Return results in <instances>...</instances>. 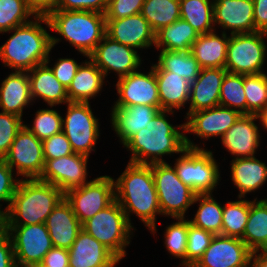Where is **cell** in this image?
Segmentation results:
<instances>
[{"label": "cell", "instance_id": "obj_4", "mask_svg": "<svg viewBox=\"0 0 267 267\" xmlns=\"http://www.w3.org/2000/svg\"><path fill=\"white\" fill-rule=\"evenodd\" d=\"M65 197L55 185L39 179L19 181L3 225H32L45 223L53 208Z\"/></svg>", "mask_w": 267, "mask_h": 267}, {"label": "cell", "instance_id": "obj_38", "mask_svg": "<svg viewBox=\"0 0 267 267\" xmlns=\"http://www.w3.org/2000/svg\"><path fill=\"white\" fill-rule=\"evenodd\" d=\"M38 14L28 0H0V33L11 32L13 28L29 23L28 17Z\"/></svg>", "mask_w": 267, "mask_h": 267}, {"label": "cell", "instance_id": "obj_49", "mask_svg": "<svg viewBox=\"0 0 267 267\" xmlns=\"http://www.w3.org/2000/svg\"><path fill=\"white\" fill-rule=\"evenodd\" d=\"M107 0H58L48 10L95 11L104 14Z\"/></svg>", "mask_w": 267, "mask_h": 267}, {"label": "cell", "instance_id": "obj_23", "mask_svg": "<svg viewBox=\"0 0 267 267\" xmlns=\"http://www.w3.org/2000/svg\"><path fill=\"white\" fill-rule=\"evenodd\" d=\"M53 247L69 250L74 243L82 224L74 214L65 197L53 208L45 221Z\"/></svg>", "mask_w": 267, "mask_h": 267}, {"label": "cell", "instance_id": "obj_6", "mask_svg": "<svg viewBox=\"0 0 267 267\" xmlns=\"http://www.w3.org/2000/svg\"><path fill=\"white\" fill-rule=\"evenodd\" d=\"M178 178L196 194H211L220 181L212 151L199 148L186 136V148L174 164Z\"/></svg>", "mask_w": 267, "mask_h": 267}, {"label": "cell", "instance_id": "obj_24", "mask_svg": "<svg viewBox=\"0 0 267 267\" xmlns=\"http://www.w3.org/2000/svg\"><path fill=\"white\" fill-rule=\"evenodd\" d=\"M256 115H242L230 129L221 137L228 152L236 158L254 157L259 146V131L255 124Z\"/></svg>", "mask_w": 267, "mask_h": 267}, {"label": "cell", "instance_id": "obj_46", "mask_svg": "<svg viewBox=\"0 0 267 267\" xmlns=\"http://www.w3.org/2000/svg\"><path fill=\"white\" fill-rule=\"evenodd\" d=\"M145 0H107L105 19H121L141 12Z\"/></svg>", "mask_w": 267, "mask_h": 267}, {"label": "cell", "instance_id": "obj_37", "mask_svg": "<svg viewBox=\"0 0 267 267\" xmlns=\"http://www.w3.org/2000/svg\"><path fill=\"white\" fill-rule=\"evenodd\" d=\"M157 64L164 71L176 73L190 83L198 77L201 70L191 51L161 50Z\"/></svg>", "mask_w": 267, "mask_h": 267}, {"label": "cell", "instance_id": "obj_39", "mask_svg": "<svg viewBox=\"0 0 267 267\" xmlns=\"http://www.w3.org/2000/svg\"><path fill=\"white\" fill-rule=\"evenodd\" d=\"M249 216V200L227 202L223 206L222 235L242 238Z\"/></svg>", "mask_w": 267, "mask_h": 267}, {"label": "cell", "instance_id": "obj_8", "mask_svg": "<svg viewBox=\"0 0 267 267\" xmlns=\"http://www.w3.org/2000/svg\"><path fill=\"white\" fill-rule=\"evenodd\" d=\"M152 175L161 214L174 219L184 218L194 204L196 193L178 178L176 169L167 162L152 164Z\"/></svg>", "mask_w": 267, "mask_h": 267}, {"label": "cell", "instance_id": "obj_32", "mask_svg": "<svg viewBox=\"0 0 267 267\" xmlns=\"http://www.w3.org/2000/svg\"><path fill=\"white\" fill-rule=\"evenodd\" d=\"M249 201V216L241 240L252 251H267V199Z\"/></svg>", "mask_w": 267, "mask_h": 267}, {"label": "cell", "instance_id": "obj_28", "mask_svg": "<svg viewBox=\"0 0 267 267\" xmlns=\"http://www.w3.org/2000/svg\"><path fill=\"white\" fill-rule=\"evenodd\" d=\"M31 89L28 72H12L0 87V107L2 112L22 117L23 108L31 103Z\"/></svg>", "mask_w": 267, "mask_h": 267}, {"label": "cell", "instance_id": "obj_1", "mask_svg": "<svg viewBox=\"0 0 267 267\" xmlns=\"http://www.w3.org/2000/svg\"><path fill=\"white\" fill-rule=\"evenodd\" d=\"M115 200L120 204L131 225L135 213L152 233L156 231V215L161 214L152 175V164L128 162L124 172L114 181Z\"/></svg>", "mask_w": 267, "mask_h": 267}, {"label": "cell", "instance_id": "obj_54", "mask_svg": "<svg viewBox=\"0 0 267 267\" xmlns=\"http://www.w3.org/2000/svg\"><path fill=\"white\" fill-rule=\"evenodd\" d=\"M254 251L251 253L249 266L250 267H267V251ZM253 260V261H252ZM251 261L253 263H251Z\"/></svg>", "mask_w": 267, "mask_h": 267}, {"label": "cell", "instance_id": "obj_29", "mask_svg": "<svg viewBox=\"0 0 267 267\" xmlns=\"http://www.w3.org/2000/svg\"><path fill=\"white\" fill-rule=\"evenodd\" d=\"M213 32L199 35L191 52L201 68H225L229 37L223 31L219 37Z\"/></svg>", "mask_w": 267, "mask_h": 267}, {"label": "cell", "instance_id": "obj_10", "mask_svg": "<svg viewBox=\"0 0 267 267\" xmlns=\"http://www.w3.org/2000/svg\"><path fill=\"white\" fill-rule=\"evenodd\" d=\"M8 232L17 267H34L41 264L53 247L45 223L32 225H3Z\"/></svg>", "mask_w": 267, "mask_h": 267}, {"label": "cell", "instance_id": "obj_57", "mask_svg": "<svg viewBox=\"0 0 267 267\" xmlns=\"http://www.w3.org/2000/svg\"><path fill=\"white\" fill-rule=\"evenodd\" d=\"M3 229V216L0 214V231Z\"/></svg>", "mask_w": 267, "mask_h": 267}, {"label": "cell", "instance_id": "obj_52", "mask_svg": "<svg viewBox=\"0 0 267 267\" xmlns=\"http://www.w3.org/2000/svg\"><path fill=\"white\" fill-rule=\"evenodd\" d=\"M0 267H17L13 244L4 228L0 231Z\"/></svg>", "mask_w": 267, "mask_h": 267}, {"label": "cell", "instance_id": "obj_5", "mask_svg": "<svg viewBox=\"0 0 267 267\" xmlns=\"http://www.w3.org/2000/svg\"><path fill=\"white\" fill-rule=\"evenodd\" d=\"M49 29L69 41L83 56H88L106 35L105 15L95 11L46 10Z\"/></svg>", "mask_w": 267, "mask_h": 267}, {"label": "cell", "instance_id": "obj_47", "mask_svg": "<svg viewBox=\"0 0 267 267\" xmlns=\"http://www.w3.org/2000/svg\"><path fill=\"white\" fill-rule=\"evenodd\" d=\"M44 159H56L74 153L67 136L61 131L42 141Z\"/></svg>", "mask_w": 267, "mask_h": 267}, {"label": "cell", "instance_id": "obj_2", "mask_svg": "<svg viewBox=\"0 0 267 267\" xmlns=\"http://www.w3.org/2000/svg\"><path fill=\"white\" fill-rule=\"evenodd\" d=\"M35 21L13 28L14 34L0 47V59L15 71L32 70L45 63L49 52L60 41L41 26L48 20L43 13L34 16Z\"/></svg>", "mask_w": 267, "mask_h": 267}, {"label": "cell", "instance_id": "obj_50", "mask_svg": "<svg viewBox=\"0 0 267 267\" xmlns=\"http://www.w3.org/2000/svg\"><path fill=\"white\" fill-rule=\"evenodd\" d=\"M80 66L72 58H60L51 69L60 83L68 89Z\"/></svg>", "mask_w": 267, "mask_h": 267}, {"label": "cell", "instance_id": "obj_45", "mask_svg": "<svg viewBox=\"0 0 267 267\" xmlns=\"http://www.w3.org/2000/svg\"><path fill=\"white\" fill-rule=\"evenodd\" d=\"M24 125L21 117L5 112L0 113V159L7 155L16 135Z\"/></svg>", "mask_w": 267, "mask_h": 267}, {"label": "cell", "instance_id": "obj_48", "mask_svg": "<svg viewBox=\"0 0 267 267\" xmlns=\"http://www.w3.org/2000/svg\"><path fill=\"white\" fill-rule=\"evenodd\" d=\"M13 171L14 170L3 159H0V201L8 202L5 211H2L0 207V214L2 216L7 212L20 181V179L17 180L13 178Z\"/></svg>", "mask_w": 267, "mask_h": 267}, {"label": "cell", "instance_id": "obj_53", "mask_svg": "<svg viewBox=\"0 0 267 267\" xmlns=\"http://www.w3.org/2000/svg\"><path fill=\"white\" fill-rule=\"evenodd\" d=\"M255 29L267 33V0H253Z\"/></svg>", "mask_w": 267, "mask_h": 267}, {"label": "cell", "instance_id": "obj_35", "mask_svg": "<svg viewBox=\"0 0 267 267\" xmlns=\"http://www.w3.org/2000/svg\"><path fill=\"white\" fill-rule=\"evenodd\" d=\"M180 11L179 0H145L140 14L156 33L180 19Z\"/></svg>", "mask_w": 267, "mask_h": 267}, {"label": "cell", "instance_id": "obj_40", "mask_svg": "<svg viewBox=\"0 0 267 267\" xmlns=\"http://www.w3.org/2000/svg\"><path fill=\"white\" fill-rule=\"evenodd\" d=\"M219 105L247 115V102L244 93V75L227 72L220 91Z\"/></svg>", "mask_w": 267, "mask_h": 267}, {"label": "cell", "instance_id": "obj_56", "mask_svg": "<svg viewBox=\"0 0 267 267\" xmlns=\"http://www.w3.org/2000/svg\"><path fill=\"white\" fill-rule=\"evenodd\" d=\"M257 118L260 119V123L263 125L265 129H267V104L265 107L256 114Z\"/></svg>", "mask_w": 267, "mask_h": 267}, {"label": "cell", "instance_id": "obj_25", "mask_svg": "<svg viewBox=\"0 0 267 267\" xmlns=\"http://www.w3.org/2000/svg\"><path fill=\"white\" fill-rule=\"evenodd\" d=\"M49 62L48 57L45 63L28 71L32 100L40 97L50 107L60 103L67 104L70 102L67 88L55 77L52 69L48 66Z\"/></svg>", "mask_w": 267, "mask_h": 267}, {"label": "cell", "instance_id": "obj_30", "mask_svg": "<svg viewBox=\"0 0 267 267\" xmlns=\"http://www.w3.org/2000/svg\"><path fill=\"white\" fill-rule=\"evenodd\" d=\"M234 185L239 189L238 198L259 189L267 180V166L254 157L234 158L231 162Z\"/></svg>", "mask_w": 267, "mask_h": 267}, {"label": "cell", "instance_id": "obj_7", "mask_svg": "<svg viewBox=\"0 0 267 267\" xmlns=\"http://www.w3.org/2000/svg\"><path fill=\"white\" fill-rule=\"evenodd\" d=\"M82 229L106 246L119 260L126 256L125 247L130 243L133 226L116 200L85 221Z\"/></svg>", "mask_w": 267, "mask_h": 267}, {"label": "cell", "instance_id": "obj_13", "mask_svg": "<svg viewBox=\"0 0 267 267\" xmlns=\"http://www.w3.org/2000/svg\"><path fill=\"white\" fill-rule=\"evenodd\" d=\"M3 160L12 169L16 167L17 175L39 179L45 166L42 141L23 126Z\"/></svg>", "mask_w": 267, "mask_h": 267}, {"label": "cell", "instance_id": "obj_33", "mask_svg": "<svg viewBox=\"0 0 267 267\" xmlns=\"http://www.w3.org/2000/svg\"><path fill=\"white\" fill-rule=\"evenodd\" d=\"M199 33L185 20L162 27L155 33V48L169 51H190Z\"/></svg>", "mask_w": 267, "mask_h": 267}, {"label": "cell", "instance_id": "obj_14", "mask_svg": "<svg viewBox=\"0 0 267 267\" xmlns=\"http://www.w3.org/2000/svg\"><path fill=\"white\" fill-rule=\"evenodd\" d=\"M137 52L136 49L120 44L105 35L88 58L103 72L105 77L108 71L113 70L120 79L138 70L141 58Z\"/></svg>", "mask_w": 267, "mask_h": 267}, {"label": "cell", "instance_id": "obj_43", "mask_svg": "<svg viewBox=\"0 0 267 267\" xmlns=\"http://www.w3.org/2000/svg\"><path fill=\"white\" fill-rule=\"evenodd\" d=\"M215 234L193 226L188 221L186 267H193L211 244Z\"/></svg>", "mask_w": 267, "mask_h": 267}, {"label": "cell", "instance_id": "obj_41", "mask_svg": "<svg viewBox=\"0 0 267 267\" xmlns=\"http://www.w3.org/2000/svg\"><path fill=\"white\" fill-rule=\"evenodd\" d=\"M244 93L247 115H256L267 104V75L265 73L244 75Z\"/></svg>", "mask_w": 267, "mask_h": 267}, {"label": "cell", "instance_id": "obj_42", "mask_svg": "<svg viewBox=\"0 0 267 267\" xmlns=\"http://www.w3.org/2000/svg\"><path fill=\"white\" fill-rule=\"evenodd\" d=\"M177 220L178 222L166 228L165 245L171 255L183 260L181 266L186 267L188 220L184 218Z\"/></svg>", "mask_w": 267, "mask_h": 267}, {"label": "cell", "instance_id": "obj_11", "mask_svg": "<svg viewBox=\"0 0 267 267\" xmlns=\"http://www.w3.org/2000/svg\"><path fill=\"white\" fill-rule=\"evenodd\" d=\"M65 199L83 224L115 200L114 179L106 175L97 177L81 187L67 191Z\"/></svg>", "mask_w": 267, "mask_h": 267}, {"label": "cell", "instance_id": "obj_22", "mask_svg": "<svg viewBox=\"0 0 267 267\" xmlns=\"http://www.w3.org/2000/svg\"><path fill=\"white\" fill-rule=\"evenodd\" d=\"M226 73L225 68H201L198 77L191 83L187 117L193 112L219 106Z\"/></svg>", "mask_w": 267, "mask_h": 267}, {"label": "cell", "instance_id": "obj_26", "mask_svg": "<svg viewBox=\"0 0 267 267\" xmlns=\"http://www.w3.org/2000/svg\"><path fill=\"white\" fill-rule=\"evenodd\" d=\"M152 67L158 85L160 110L181 109L189 101L191 83L176 73L164 71L158 64Z\"/></svg>", "mask_w": 267, "mask_h": 267}, {"label": "cell", "instance_id": "obj_15", "mask_svg": "<svg viewBox=\"0 0 267 267\" xmlns=\"http://www.w3.org/2000/svg\"><path fill=\"white\" fill-rule=\"evenodd\" d=\"M88 156L73 153L56 159H45V166L39 180L55 185L64 194L70 189L88 183Z\"/></svg>", "mask_w": 267, "mask_h": 267}, {"label": "cell", "instance_id": "obj_18", "mask_svg": "<svg viewBox=\"0 0 267 267\" xmlns=\"http://www.w3.org/2000/svg\"><path fill=\"white\" fill-rule=\"evenodd\" d=\"M241 116L240 112L220 105L199 110L186 117L184 131L195 133L201 139L222 137Z\"/></svg>", "mask_w": 267, "mask_h": 267}, {"label": "cell", "instance_id": "obj_19", "mask_svg": "<svg viewBox=\"0 0 267 267\" xmlns=\"http://www.w3.org/2000/svg\"><path fill=\"white\" fill-rule=\"evenodd\" d=\"M106 35L134 49L155 46V32L139 13L121 19H105Z\"/></svg>", "mask_w": 267, "mask_h": 267}, {"label": "cell", "instance_id": "obj_9", "mask_svg": "<svg viewBox=\"0 0 267 267\" xmlns=\"http://www.w3.org/2000/svg\"><path fill=\"white\" fill-rule=\"evenodd\" d=\"M265 32L232 34L229 36L225 69L229 73L250 75L262 72L267 46Z\"/></svg>", "mask_w": 267, "mask_h": 267}, {"label": "cell", "instance_id": "obj_21", "mask_svg": "<svg viewBox=\"0 0 267 267\" xmlns=\"http://www.w3.org/2000/svg\"><path fill=\"white\" fill-rule=\"evenodd\" d=\"M69 251V267H115L120 261L106 246L83 229Z\"/></svg>", "mask_w": 267, "mask_h": 267}, {"label": "cell", "instance_id": "obj_27", "mask_svg": "<svg viewBox=\"0 0 267 267\" xmlns=\"http://www.w3.org/2000/svg\"><path fill=\"white\" fill-rule=\"evenodd\" d=\"M159 111L156 106L149 105L113 107L112 126L121 143L124 145L135 133L145 128Z\"/></svg>", "mask_w": 267, "mask_h": 267}, {"label": "cell", "instance_id": "obj_17", "mask_svg": "<svg viewBox=\"0 0 267 267\" xmlns=\"http://www.w3.org/2000/svg\"><path fill=\"white\" fill-rule=\"evenodd\" d=\"M251 253L240 238L218 234L193 267H249Z\"/></svg>", "mask_w": 267, "mask_h": 267}, {"label": "cell", "instance_id": "obj_55", "mask_svg": "<svg viewBox=\"0 0 267 267\" xmlns=\"http://www.w3.org/2000/svg\"><path fill=\"white\" fill-rule=\"evenodd\" d=\"M30 4L39 12L44 13L52 8L58 0H28Z\"/></svg>", "mask_w": 267, "mask_h": 267}, {"label": "cell", "instance_id": "obj_34", "mask_svg": "<svg viewBox=\"0 0 267 267\" xmlns=\"http://www.w3.org/2000/svg\"><path fill=\"white\" fill-rule=\"evenodd\" d=\"M180 18L187 21L200 35L214 31L213 1L179 0Z\"/></svg>", "mask_w": 267, "mask_h": 267}, {"label": "cell", "instance_id": "obj_20", "mask_svg": "<svg viewBox=\"0 0 267 267\" xmlns=\"http://www.w3.org/2000/svg\"><path fill=\"white\" fill-rule=\"evenodd\" d=\"M253 0H213L214 24L232 34L256 32Z\"/></svg>", "mask_w": 267, "mask_h": 267}, {"label": "cell", "instance_id": "obj_51", "mask_svg": "<svg viewBox=\"0 0 267 267\" xmlns=\"http://www.w3.org/2000/svg\"><path fill=\"white\" fill-rule=\"evenodd\" d=\"M34 267H69V251L52 247L44 256L41 264Z\"/></svg>", "mask_w": 267, "mask_h": 267}, {"label": "cell", "instance_id": "obj_44", "mask_svg": "<svg viewBox=\"0 0 267 267\" xmlns=\"http://www.w3.org/2000/svg\"><path fill=\"white\" fill-rule=\"evenodd\" d=\"M24 126L43 141L62 131V116L56 110L41 109L36 112L32 128Z\"/></svg>", "mask_w": 267, "mask_h": 267}, {"label": "cell", "instance_id": "obj_16", "mask_svg": "<svg viewBox=\"0 0 267 267\" xmlns=\"http://www.w3.org/2000/svg\"><path fill=\"white\" fill-rule=\"evenodd\" d=\"M116 89L119 99L113 107L149 105L160 109L158 85L153 67L148 74L136 71L118 79Z\"/></svg>", "mask_w": 267, "mask_h": 267}, {"label": "cell", "instance_id": "obj_3", "mask_svg": "<svg viewBox=\"0 0 267 267\" xmlns=\"http://www.w3.org/2000/svg\"><path fill=\"white\" fill-rule=\"evenodd\" d=\"M166 113L174 114L173 111L160 110L145 128L124 144L132 152L129 162L146 165L165 163L162 156L182 153L186 148V135L177 130H185V124L174 127L166 119Z\"/></svg>", "mask_w": 267, "mask_h": 267}, {"label": "cell", "instance_id": "obj_36", "mask_svg": "<svg viewBox=\"0 0 267 267\" xmlns=\"http://www.w3.org/2000/svg\"><path fill=\"white\" fill-rule=\"evenodd\" d=\"M197 201H200L199 208L190 223L215 235H222V205L215 201L212 194H196L193 203Z\"/></svg>", "mask_w": 267, "mask_h": 267}, {"label": "cell", "instance_id": "obj_12", "mask_svg": "<svg viewBox=\"0 0 267 267\" xmlns=\"http://www.w3.org/2000/svg\"><path fill=\"white\" fill-rule=\"evenodd\" d=\"M66 118H62V132L71 143L74 153L89 156L94 151L100 130L89 103H67Z\"/></svg>", "mask_w": 267, "mask_h": 267}, {"label": "cell", "instance_id": "obj_31", "mask_svg": "<svg viewBox=\"0 0 267 267\" xmlns=\"http://www.w3.org/2000/svg\"><path fill=\"white\" fill-rule=\"evenodd\" d=\"M105 76L91 61L79 67L70 86L67 89L70 102L89 103V99L96 96L102 89Z\"/></svg>", "mask_w": 267, "mask_h": 267}]
</instances>
